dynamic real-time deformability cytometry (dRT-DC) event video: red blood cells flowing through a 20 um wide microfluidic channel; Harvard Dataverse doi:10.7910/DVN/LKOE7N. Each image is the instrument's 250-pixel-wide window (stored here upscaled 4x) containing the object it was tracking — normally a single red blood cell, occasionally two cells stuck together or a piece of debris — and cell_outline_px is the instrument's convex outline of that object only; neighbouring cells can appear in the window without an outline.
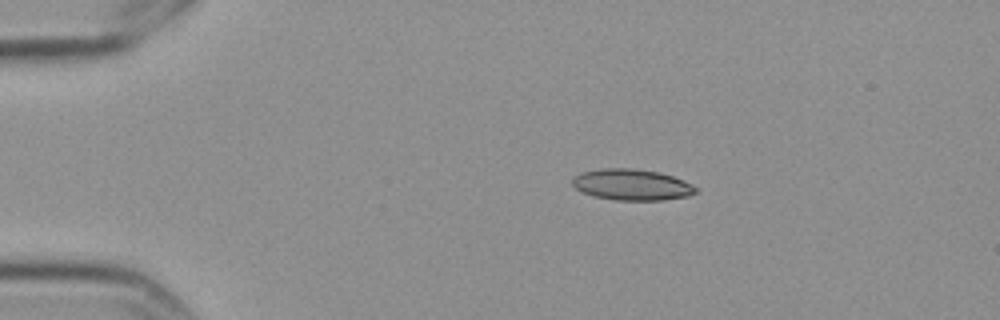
{"species": "Egyptian fruit bat (a non-hibernating species)", "species_latin": "Rousettus aegyptiacus", "temperature_condition": "cold", "stored_images_in_passage": 4, "camera_frame_rate_fps": 3000, "um_per_image_px": 0.085, "frame": {"image": 1, "passage_image": 3, "time_ms": 0.667, "image_size_px": [1000, 320], "cell_outline_px": [[700, 188], [696, 192], [688, 196], [664, 200], [616, 200], [592, 196], [576, 188], [572, 184], [572, 180], [580, 172], [600, 168], [632, 168], [660, 172], [684, 180]], "centroid_in_image_um": [53.73, 15.69], "position_along_channel_um": 31.3, "area_um2": 22.54}}